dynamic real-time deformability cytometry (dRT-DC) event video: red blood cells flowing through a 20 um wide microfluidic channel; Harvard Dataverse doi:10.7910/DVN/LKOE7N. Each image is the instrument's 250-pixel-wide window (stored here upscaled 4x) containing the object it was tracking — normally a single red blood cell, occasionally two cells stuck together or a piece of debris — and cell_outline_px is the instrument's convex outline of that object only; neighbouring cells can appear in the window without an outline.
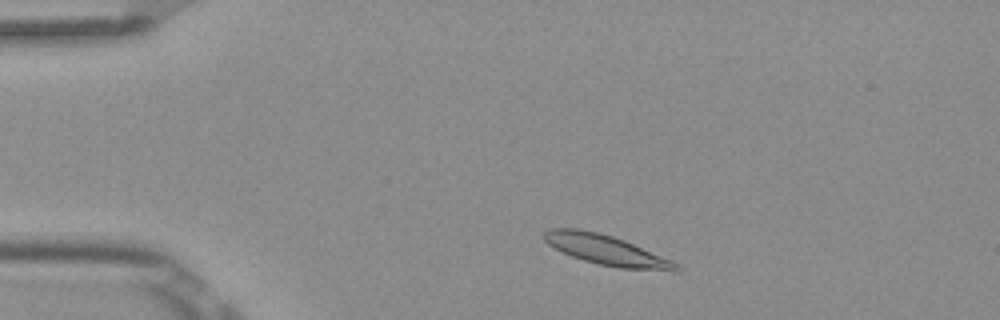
{"species": "Egyptian fruit bat (a non-hibernating species)", "species_latin": "Rousettus aegyptiacus", "temperature_condition": "room temperature", "stored_images_in_passage": 4, "camera_frame_rate_fps": 3000, "um_per_image_px": 0.085, "frame": {"image": 1, "passage_image": 2, "time_ms": 0.333, "image_size_px": [1000, 320], "cell_outline_px": [[680, 272], [672, 272], [620, 268], [600, 264], [584, 260], [572, 256], [548, 244], [544, 240], [544, 232], [548, 228], [580, 228], [612, 236], [624, 240], [672, 260], [680, 268]], "centroid_in_image_um": [51.58, 21.26], "position_along_channel_um": 33.4, "area_um2": 23.0}}
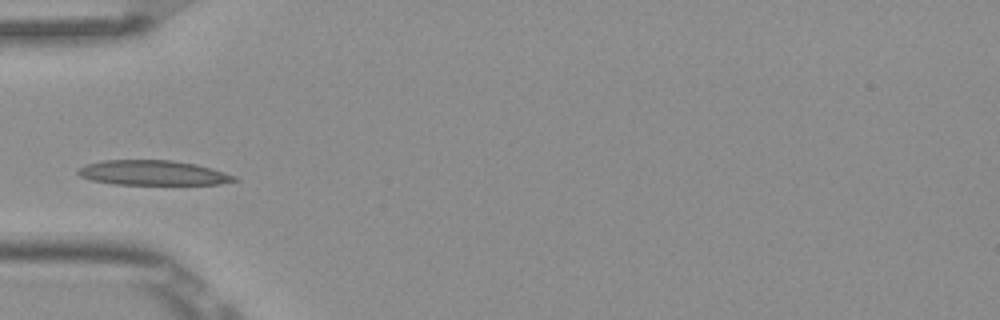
{"frame": {"image": 2, "passage_image": 4, "time_ms": 1.0, "image_size_px": [1000, 320], "cell_outline_px": [[240, 180], [220, 184], [112, 184], [92, 180], [80, 176], [76, 172], [84, 164], [104, 160], [172, 160], [196, 164], [212, 168], [236, 176]], "centroid_in_image_um": [13.01, 14.68], "position_along_channel_um": 72.0, "area_um2": 22.66}}